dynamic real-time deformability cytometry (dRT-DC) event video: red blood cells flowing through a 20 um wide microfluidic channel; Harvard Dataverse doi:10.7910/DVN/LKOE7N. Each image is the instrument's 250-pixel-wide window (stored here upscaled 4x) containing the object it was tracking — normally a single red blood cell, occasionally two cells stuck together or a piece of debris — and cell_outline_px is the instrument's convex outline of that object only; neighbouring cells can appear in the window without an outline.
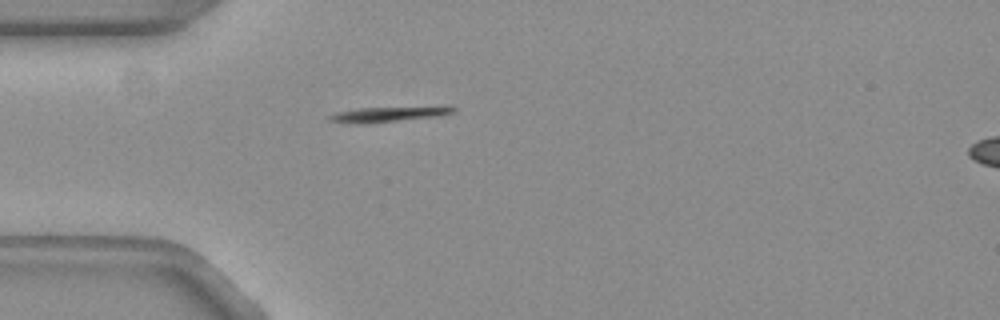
{"species": "common noctule bat (a hibernating species)", "species_latin": "Nyctalus noctula", "temperature_condition": "warm", "stored_images_in_passage": 40, "camera_frame_rate_fps": 3000, "um_per_image_px": 0.085, "animal": {"sex": "female", "body_mass_g": 19.3, "forearm_length_mm": 54.1}, "frame": {"image": 1, "passage_image": 1, "time_ms": 0.0, "image_size_px": [1000, 320], "cell_outline_px": [[456, 112], [440, 116], [364, 124], [348, 124], [328, 120], [324, 116], [336, 112], [356, 108], [452, 104], [456, 108]], "centroid_in_image_um": [33.12, 9.67], "position_along_channel_um": 51.9, "area_um2": 12.08}}
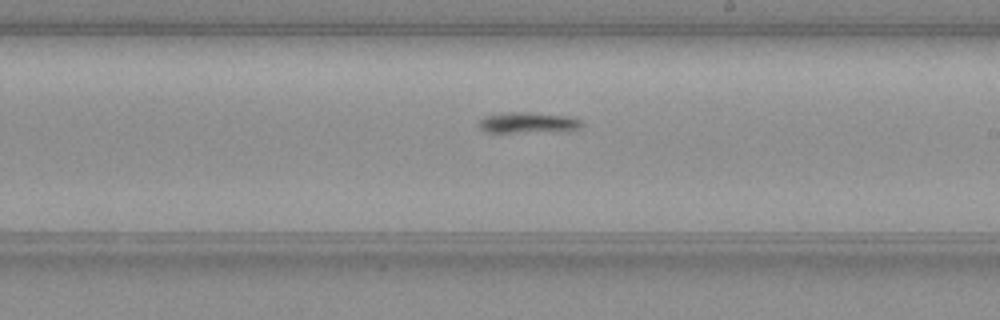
{"frame": {"image": 2, "passage_image": 17, "time_ms": 5.333, "image_size_px": [1000, 320], "cell_outline_px": [[584, 124], [580, 128], [568, 132], [488, 132], [480, 128], [480, 120], [484, 116], [508, 112], [524, 112], [568, 116], [580, 120]], "centroid_in_image_um": [44.96, 10.44], "position_along_channel_um": 244.0, "area_um2": 12.6}}
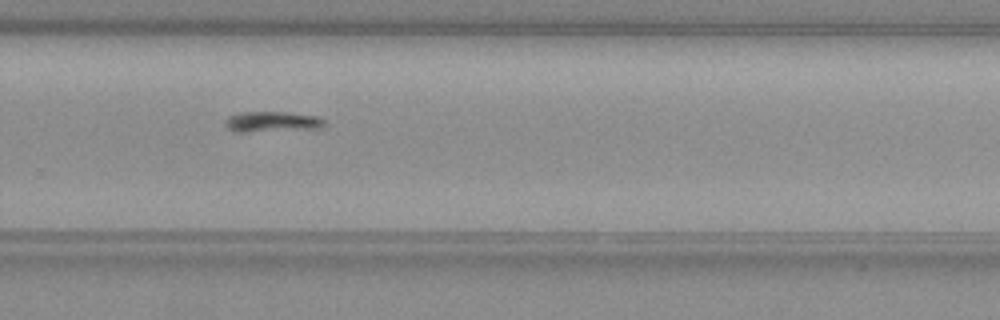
{"frame": {"image": 3, "passage_image": 22, "time_ms": 7.0, "image_size_px": [1000, 320], "cell_outline_px": [[324, 124], [320, 128], [244, 132], [236, 132], [228, 128], [224, 124], [224, 120], [228, 116], [240, 112], [288, 112], [320, 116], [324, 120]], "centroid_in_image_um": [23.1, 10.33], "position_along_channel_um": 306.7, "area_um2": 11.91}}